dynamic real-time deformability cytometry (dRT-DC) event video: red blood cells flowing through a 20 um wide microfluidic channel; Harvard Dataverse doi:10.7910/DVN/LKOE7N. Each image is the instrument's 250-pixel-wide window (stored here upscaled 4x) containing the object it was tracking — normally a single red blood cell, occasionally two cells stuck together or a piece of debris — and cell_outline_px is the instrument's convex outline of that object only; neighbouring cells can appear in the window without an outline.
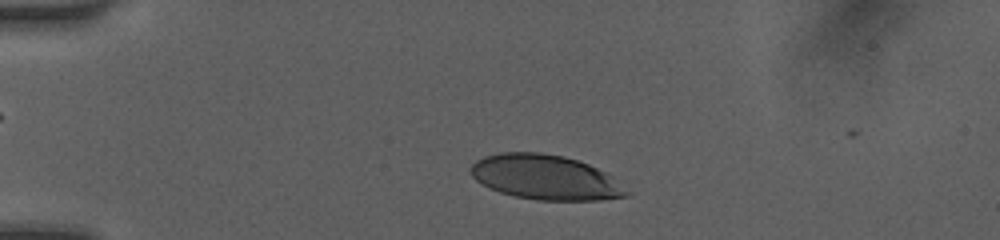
{"species": "human", "species_latin": "Homo sapiens", "temperature_condition": "room temperature", "stored_images_in_passage": 26, "camera_frame_rate_fps": 3000, "um_per_image_px": 0.085, "donor": {"sex": "female"}, "frame": {"image": 1, "passage_image": 4, "time_ms": 1.333, "image_size_px": [1000, 240], "cell_outline_px": [[632, 192], [628, 196], [600, 200], [536, 200], [516, 196], [500, 192], [488, 188], [480, 184], [468, 172], [468, 168], [476, 160], [484, 156], [500, 152], [540, 152], [564, 156], [588, 164], [612, 176]], "centroid_in_image_um": [46.33, 15.07], "position_along_channel_um": 38.7, "area_um2": 40.98}}
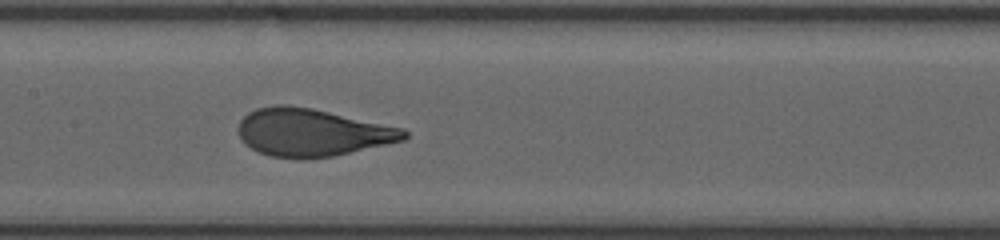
{"frame": {"image": 2, "passage_image": 15, "time_ms": 6.0, "image_size_px": [1000, 240], "cell_outline_px": [[408, 136], [404, 140], [332, 156], [304, 160], [300, 160], [272, 156], [260, 152], [244, 144], [240, 136], [240, 120], [248, 112], [256, 108], [276, 104], [288, 104], [312, 108], [404, 128], [408, 132]], "centroid_in_image_um": [26.52, 11.25], "position_along_channel_um": 180.9, "area_um2": 46.07}}
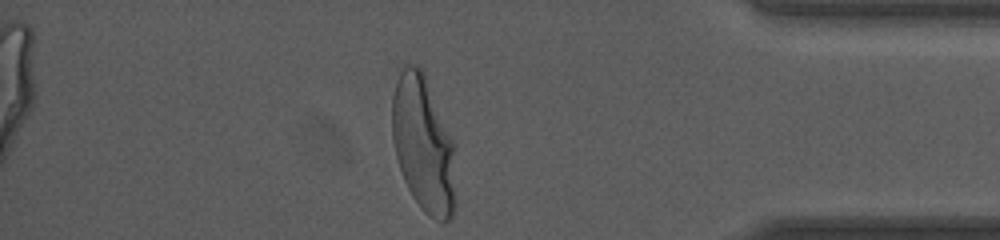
{"frame": {"image": 3, "passage_image": 26, "time_ms": 12.0, "image_size_px": [1000, 240], "cell_outline_px": [[456, 204], [452, 216], [444, 224], [440, 224], [428, 216], [420, 208], [412, 196], [404, 180], [396, 156], [392, 140], [392, 96], [396, 80], [404, 64], [420, 64], [424, 72], [456, 144]], "centroid_in_image_um": [36.03, 12.29], "position_along_channel_um": 399.2, "area_um2": 52.08}, "authors_computed_cell_mechanics": {"area_um2": 45.9221, "velocity_mm_per_s": 4.1097, "shape_relaxation_time_tau1_ms": 3.4824, "shape_relaxation_time_tau2_ms": null, "deformation_change_tau1": 0.2022, "deformation_change_tau2": null}}